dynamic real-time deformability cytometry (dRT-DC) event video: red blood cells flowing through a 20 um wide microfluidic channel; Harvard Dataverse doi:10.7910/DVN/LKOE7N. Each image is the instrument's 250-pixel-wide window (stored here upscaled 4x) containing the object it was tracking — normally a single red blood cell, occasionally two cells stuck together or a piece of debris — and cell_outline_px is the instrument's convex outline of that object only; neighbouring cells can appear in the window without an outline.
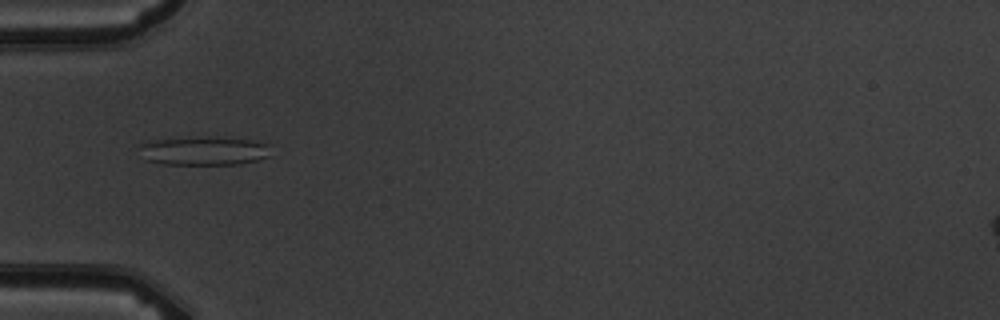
{"species": "common noctule bat (a hibernating species)", "species_latin": "Nyctalus noctula", "temperature_condition": "warm", "stored_images_in_passage": 6, "camera_frame_rate_fps": 3000, "um_per_image_px": 0.085, "animal": {"sex": "male", "body_mass_g": 19.5, "forearm_length_mm": 54.6}, "frame": {"image": 1, "passage_image": 4, "time_ms": 4.333, "image_size_px": [1000, 320], "cell_outline_px": [[268, 156], [256, 160], [240, 164], [164, 164], [144, 160], [136, 144], [152, 140], [192, 136], [216, 136], [252, 140], [268, 144]], "centroid_in_image_um": [17.23, 12.79], "position_along_channel_um": 67.8, "area_um2": 22.48}}
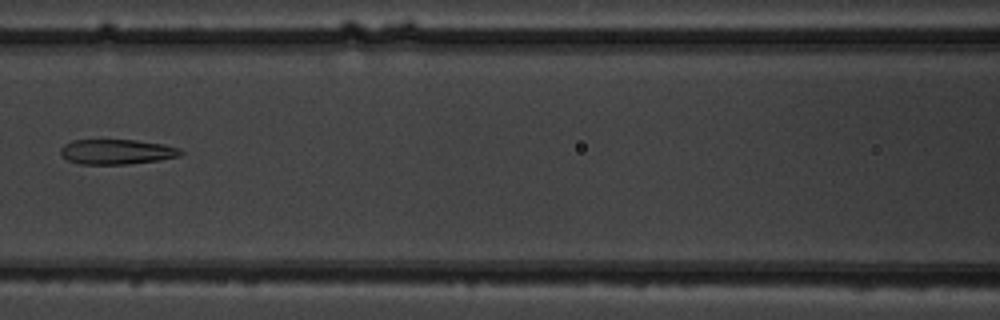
{"frame": {"image": 2, "passage_image": 6, "time_ms": 6.667, "image_size_px": [1000, 320], "cell_outline_px": [[184, 152], [176, 156], [160, 160], [128, 164], [80, 164], [68, 160], [60, 152], [60, 148], [64, 144], [72, 140], [136, 140], [164, 144], [180, 148]], "centroid_in_image_um": [9.92, 12.89], "position_along_channel_um": 156.7, "area_um2": 17.46}}